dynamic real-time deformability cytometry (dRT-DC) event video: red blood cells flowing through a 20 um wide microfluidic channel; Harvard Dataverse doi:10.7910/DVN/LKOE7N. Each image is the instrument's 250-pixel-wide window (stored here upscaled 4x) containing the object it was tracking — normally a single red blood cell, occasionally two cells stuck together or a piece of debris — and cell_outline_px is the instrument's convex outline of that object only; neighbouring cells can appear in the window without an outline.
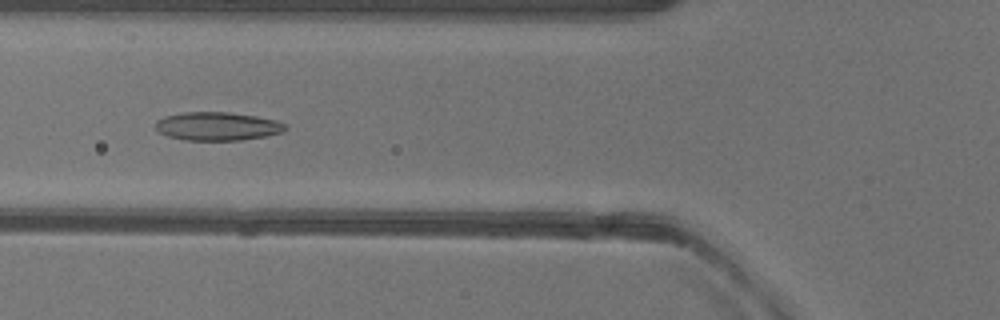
{"species": "common noctule bat (a hibernating species)", "species_latin": "Nyctalus noctula", "temperature_condition": "warm", "stored_images_in_passage": 51, "camera_frame_rate_fps": 3000, "um_per_image_px": 0.085, "animal": {"sex": "female"}, "frame": {"image": 1, "passage_image": 19, "time_ms": 6.0, "image_size_px": [1000, 320], "cell_outline_px": [[288, 128], [284, 132], [264, 136], [240, 140], [184, 140], [168, 136], [160, 132], [156, 128], [156, 120], [164, 116], [184, 112], [228, 112], [256, 116], [276, 120], [284, 124]], "centroid_in_image_um": [18.48, 10.73], "position_along_channel_um": 107.3, "area_um2": 21.44}}
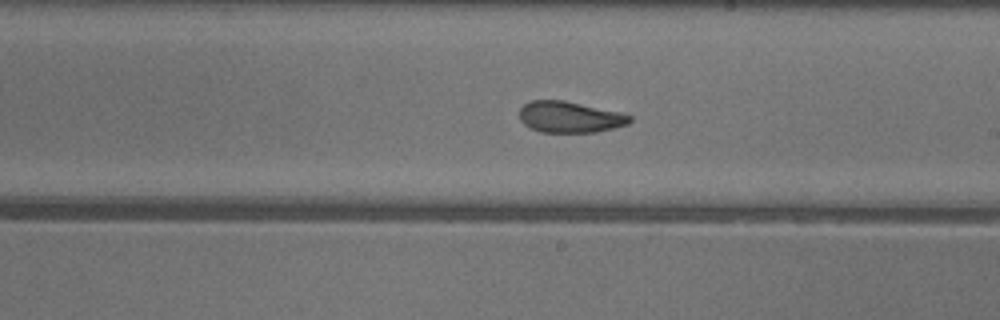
{"frame": {"image": 2, "passage_image": 29, "time_ms": 9.333, "image_size_px": [1000, 320], "cell_outline_px": [[632, 120], [628, 124], [596, 132], [540, 132], [524, 124], [520, 120], [520, 108], [524, 104], [532, 100], [564, 100], [624, 112], [632, 116]], "centroid_in_image_um": [48.47, 9.93], "position_along_channel_um": 240.5, "area_um2": 20.23}}
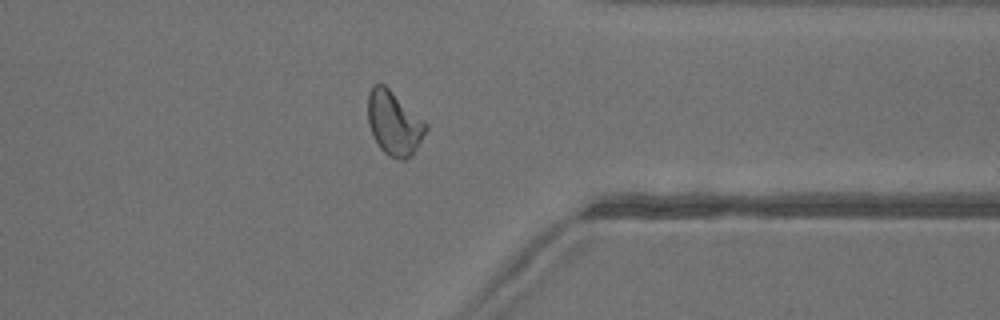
{"frame": {"image": 3, "passage_image": 40, "time_ms": 13.0, "image_size_px": [1000, 320], "cell_outline_px": [[428, 128], [416, 148], [404, 160], [400, 160], [388, 156], [380, 148], [372, 136], [368, 124], [368, 92], [372, 84], [384, 84], [424, 120], [428, 124]], "centroid_in_image_um": [33.46, 10.45], "position_along_channel_um": 377.9, "area_um2": 21.56}, "authors_computed_cell_mechanics": {"area_um2": 21.7328, "velocity_mm_per_s": 3.9894, "shape_relaxation_time_tau1_ms": 7.583, "shape_relaxation_time_tau2_ms": 2.6681, "deformation_change_tau1": 0.2048, "deformation_change_tau2": 0.0884}}